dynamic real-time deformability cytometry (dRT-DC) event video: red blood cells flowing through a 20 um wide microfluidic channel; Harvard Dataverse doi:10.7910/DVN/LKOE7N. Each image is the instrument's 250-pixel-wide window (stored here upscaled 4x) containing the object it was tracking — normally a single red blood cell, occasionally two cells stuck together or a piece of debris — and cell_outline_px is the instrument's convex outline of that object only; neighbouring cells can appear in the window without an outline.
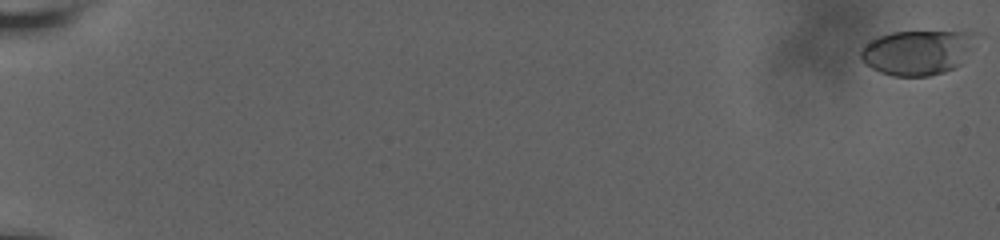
{"species": "human", "species_latin": "Homo sapiens", "temperature_condition": "room temperature", "stored_images_in_passage": 9, "camera_frame_rate_fps": 3000, "um_per_image_px": 0.085, "donor": {"sex": "male"}, "frame": {"image": 1, "passage_image": 1, "time_ms": 0.0, "image_size_px": [1000, 240], "cell_outline_px": [[976, 32], [960, 64], [944, 72], [928, 76], [892, 76], [880, 72], [864, 64], [860, 60], [860, 48], [864, 44], [880, 36], [892, 32], [964, 28]], "centroid_in_image_um": [77.95, 4.4], "position_along_channel_um": 7.0, "area_um2": 30.69}}